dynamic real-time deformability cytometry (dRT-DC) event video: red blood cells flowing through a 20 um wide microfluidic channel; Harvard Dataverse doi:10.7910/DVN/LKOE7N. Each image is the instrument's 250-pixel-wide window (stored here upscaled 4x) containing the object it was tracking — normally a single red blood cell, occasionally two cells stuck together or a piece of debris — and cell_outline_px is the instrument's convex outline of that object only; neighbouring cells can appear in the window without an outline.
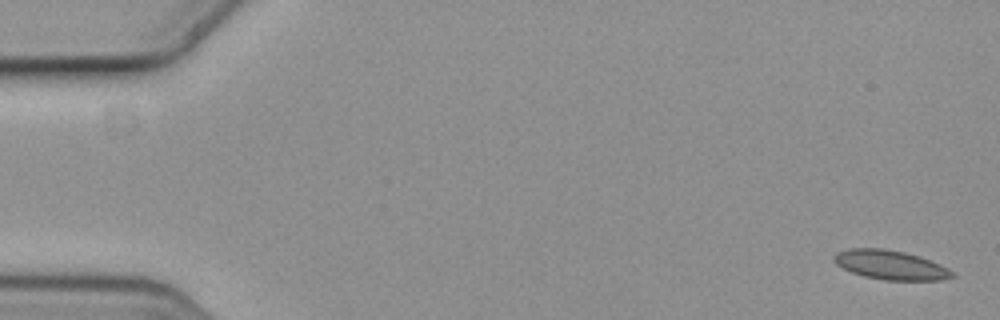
{"species": "common noctule bat (a hibernating species)", "species_latin": "Nyctalus noctula", "temperature_condition": "cold", "stored_images_in_passage": 7, "camera_frame_rate_fps": 3000, "um_per_image_px": 0.085, "animal": {"sex": "female", "body_mass_g": 19.3, "forearm_length_mm": 54.1}, "frame": {"image": 1, "passage_image": 1, "time_ms": 0.0, "image_size_px": [1000, 320], "cell_outline_px": [[956, 276], [940, 280], [884, 280], [864, 276], [852, 272], [836, 264], [832, 260], [832, 256], [836, 252], [848, 248], [884, 248], [904, 252], [920, 256], [940, 264], [956, 272]], "centroid_in_image_um": [75.7, 22.51], "position_along_channel_um": 9.3, "area_um2": 20.35}}
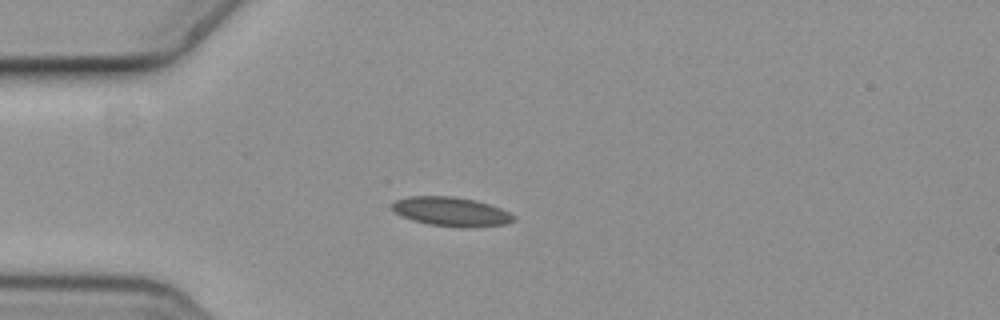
{"frame": {"image": 2, "passage_image": 5, "time_ms": 1.333, "image_size_px": [1000, 320], "cell_outline_px": [[516, 220], [504, 224], [464, 228], [460, 228], [428, 224], [412, 220], [400, 216], [392, 212], [392, 204], [396, 200], [408, 196], [456, 196], [476, 200], [500, 208], [516, 216]], "centroid_in_image_um": [38.32, 17.99], "position_along_channel_um": 46.7, "area_um2": 20.87}}
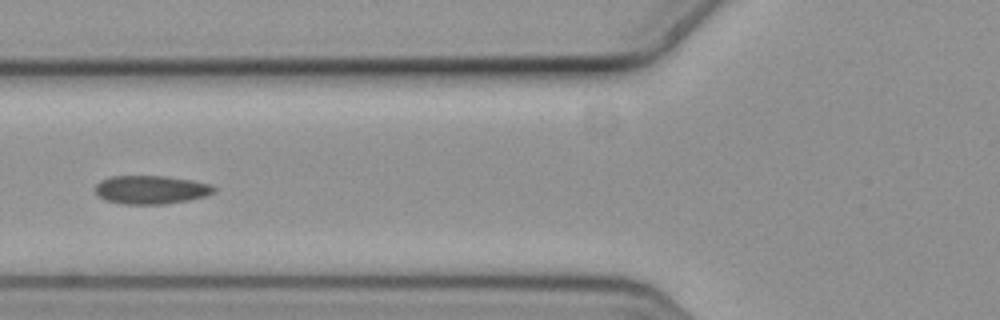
{"frame": {"image": 3, "passage_image": 7, "time_ms": 2.0, "image_size_px": [1000, 320], "cell_outline_px": [[216, 192], [208, 196], [188, 200], [164, 204], [120, 204], [104, 200], [96, 192], [96, 184], [100, 180], [108, 176], [164, 176], [192, 180], [212, 184], [216, 188]], "centroid_in_image_um": [12.86, 16.12], "position_along_channel_um": 112.9, "area_um2": 19.94}}